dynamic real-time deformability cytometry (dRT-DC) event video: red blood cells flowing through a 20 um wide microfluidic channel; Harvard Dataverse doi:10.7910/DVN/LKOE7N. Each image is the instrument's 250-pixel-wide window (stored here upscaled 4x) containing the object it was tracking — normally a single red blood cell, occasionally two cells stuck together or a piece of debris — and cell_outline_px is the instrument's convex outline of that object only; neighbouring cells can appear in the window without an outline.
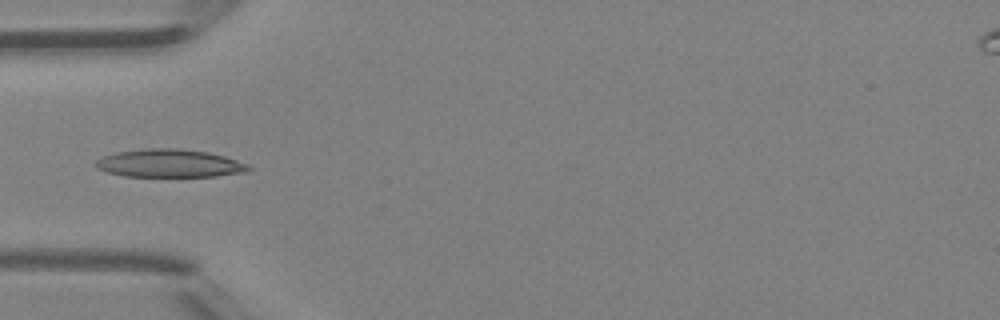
{"species": "Egyptian fruit bat (a non-hibernating species)", "species_latin": "Rousettus aegyptiacus", "temperature_condition": "room temperature", "stored_images_in_passage": 32, "camera_frame_rate_fps": 3000, "um_per_image_px": 0.085, "animal": {"sex": "female"}, "frame": {"image": 1, "passage_image": 1, "time_ms": 0.0, "image_size_px": [1000, 320], "cell_outline_px": [[252, 168], [244, 172], [216, 176], [124, 176], [108, 172], [96, 168], [92, 164], [96, 160], [104, 156], [116, 152], [148, 148], [180, 148], [208, 152], [224, 156], [248, 164]], "centroid_in_image_um": [14.38, 13.88], "position_along_channel_um": 70.6, "area_um2": 24.91}}
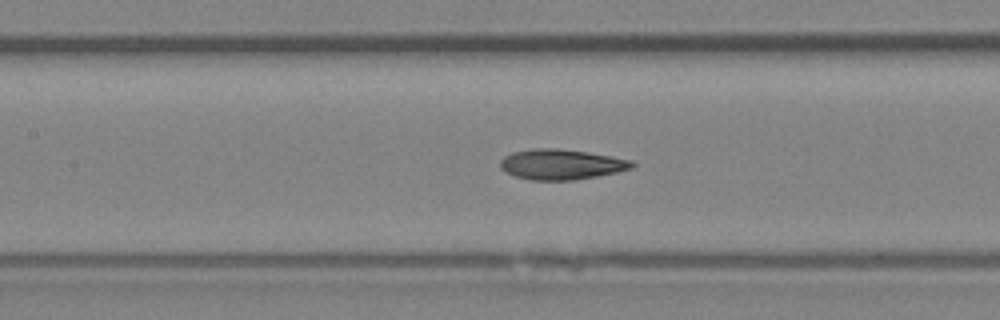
{"frame": {"image": 2, "passage_image": 7, "time_ms": 2.0, "image_size_px": [1000, 320], "cell_outline_px": [[636, 164], [632, 168], [616, 172], [596, 176], [572, 180], [528, 180], [516, 176], [500, 168], [500, 160], [504, 156], [512, 152], [532, 148], [560, 148], [588, 152], [612, 156], [632, 160]], "centroid_in_image_um": [47.7, 13.96], "position_along_channel_um": 159.7, "area_um2": 23.35}}
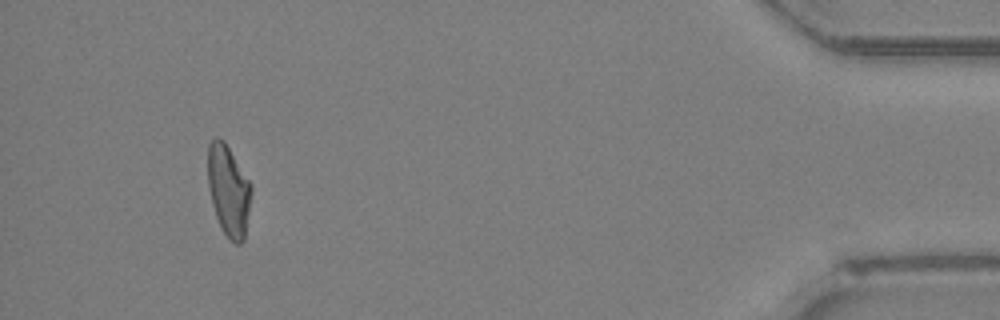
{"frame": {"image": 3, "passage_image": 29, "time_ms": 9.333, "image_size_px": [1000, 320], "cell_outline_px": [[252, 192], [244, 240], [240, 244], [236, 244], [228, 240], [216, 216], [212, 204], [208, 184], [208, 144], [216, 136], [224, 140], [252, 184]], "centroid_in_image_um": [19.44, 16.19], "position_along_channel_um": 415.8, "area_um2": 23.12}, "authors_computed_cell_mechanics": {"area_um2": 22.9755, "velocity_mm_per_s": 4.4546, "shape_relaxation_time_tau1_ms": 5.3787, "shape_relaxation_time_tau2_ms": 2.6269, "deformation_change_tau1": 0.1802, "deformation_change_tau2": 0.0896}}